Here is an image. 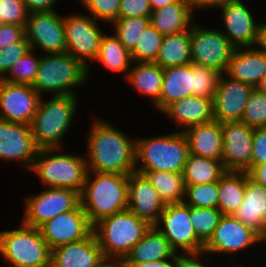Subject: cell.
I'll list each match as a JSON object with an SVG mask.
<instances>
[{
  "label": "cell",
  "instance_id": "f35d334b",
  "mask_svg": "<svg viewBox=\"0 0 266 267\" xmlns=\"http://www.w3.org/2000/svg\"><path fill=\"white\" fill-rule=\"evenodd\" d=\"M40 60L41 55L36 56L34 50L30 49L12 65L1 80L14 84L32 85L37 76Z\"/></svg>",
  "mask_w": 266,
  "mask_h": 267
},
{
  "label": "cell",
  "instance_id": "8d00e7d4",
  "mask_svg": "<svg viewBox=\"0 0 266 267\" xmlns=\"http://www.w3.org/2000/svg\"><path fill=\"white\" fill-rule=\"evenodd\" d=\"M164 35L151 24L141 33L136 46L131 51L133 62L154 63L158 56Z\"/></svg>",
  "mask_w": 266,
  "mask_h": 267
},
{
  "label": "cell",
  "instance_id": "9c48e42d",
  "mask_svg": "<svg viewBox=\"0 0 266 267\" xmlns=\"http://www.w3.org/2000/svg\"><path fill=\"white\" fill-rule=\"evenodd\" d=\"M168 240L177 254L202 255L204 244L197 238L190 220V206L168 204L154 225Z\"/></svg>",
  "mask_w": 266,
  "mask_h": 267
},
{
  "label": "cell",
  "instance_id": "ffe728a7",
  "mask_svg": "<svg viewBox=\"0 0 266 267\" xmlns=\"http://www.w3.org/2000/svg\"><path fill=\"white\" fill-rule=\"evenodd\" d=\"M253 89L254 87L248 83L221 74L213 98L214 120L220 123L240 122Z\"/></svg>",
  "mask_w": 266,
  "mask_h": 267
},
{
  "label": "cell",
  "instance_id": "db71d44e",
  "mask_svg": "<svg viewBox=\"0 0 266 267\" xmlns=\"http://www.w3.org/2000/svg\"><path fill=\"white\" fill-rule=\"evenodd\" d=\"M209 260L210 258L204 257L202 255L199 256H184L182 260L181 267H210L209 265H206L205 260L203 261L202 259ZM200 259V260H199ZM204 263H203V262Z\"/></svg>",
  "mask_w": 266,
  "mask_h": 267
},
{
  "label": "cell",
  "instance_id": "74e56055",
  "mask_svg": "<svg viewBox=\"0 0 266 267\" xmlns=\"http://www.w3.org/2000/svg\"><path fill=\"white\" fill-rule=\"evenodd\" d=\"M222 212L218 208L190 206V220L197 238L205 245L219 224Z\"/></svg>",
  "mask_w": 266,
  "mask_h": 267
},
{
  "label": "cell",
  "instance_id": "4316f807",
  "mask_svg": "<svg viewBox=\"0 0 266 267\" xmlns=\"http://www.w3.org/2000/svg\"><path fill=\"white\" fill-rule=\"evenodd\" d=\"M194 95L193 63L163 68V83L159 98V112L173 102Z\"/></svg>",
  "mask_w": 266,
  "mask_h": 267
},
{
  "label": "cell",
  "instance_id": "d590c367",
  "mask_svg": "<svg viewBox=\"0 0 266 267\" xmlns=\"http://www.w3.org/2000/svg\"><path fill=\"white\" fill-rule=\"evenodd\" d=\"M149 24L150 18L146 17L118 18L111 23L113 34L130 52L134 49L141 33Z\"/></svg>",
  "mask_w": 266,
  "mask_h": 267
},
{
  "label": "cell",
  "instance_id": "7c38bea8",
  "mask_svg": "<svg viewBox=\"0 0 266 267\" xmlns=\"http://www.w3.org/2000/svg\"><path fill=\"white\" fill-rule=\"evenodd\" d=\"M97 22L89 14L83 13L63 17L67 53L80 60L87 68L89 62L97 59L104 34Z\"/></svg>",
  "mask_w": 266,
  "mask_h": 267
},
{
  "label": "cell",
  "instance_id": "484cf974",
  "mask_svg": "<svg viewBox=\"0 0 266 267\" xmlns=\"http://www.w3.org/2000/svg\"><path fill=\"white\" fill-rule=\"evenodd\" d=\"M189 152L199 157L222 160L223 137L221 123L212 120L208 123L197 124L183 131Z\"/></svg>",
  "mask_w": 266,
  "mask_h": 267
},
{
  "label": "cell",
  "instance_id": "1f68e13d",
  "mask_svg": "<svg viewBox=\"0 0 266 267\" xmlns=\"http://www.w3.org/2000/svg\"><path fill=\"white\" fill-rule=\"evenodd\" d=\"M247 172L226 171L218 181V209L233 215L244 200Z\"/></svg>",
  "mask_w": 266,
  "mask_h": 267
},
{
  "label": "cell",
  "instance_id": "4fadbf2b",
  "mask_svg": "<svg viewBox=\"0 0 266 267\" xmlns=\"http://www.w3.org/2000/svg\"><path fill=\"white\" fill-rule=\"evenodd\" d=\"M265 240L253 229L244 225L233 215H223L212 237L204 245L202 256L212 254H238Z\"/></svg>",
  "mask_w": 266,
  "mask_h": 267
},
{
  "label": "cell",
  "instance_id": "c3c4849f",
  "mask_svg": "<svg viewBox=\"0 0 266 267\" xmlns=\"http://www.w3.org/2000/svg\"><path fill=\"white\" fill-rule=\"evenodd\" d=\"M25 35L24 26L4 23L0 27V49L19 41Z\"/></svg>",
  "mask_w": 266,
  "mask_h": 267
},
{
  "label": "cell",
  "instance_id": "ac0fdd59",
  "mask_svg": "<svg viewBox=\"0 0 266 267\" xmlns=\"http://www.w3.org/2000/svg\"><path fill=\"white\" fill-rule=\"evenodd\" d=\"M38 150L30 125L0 120V160L20 162L30 171Z\"/></svg>",
  "mask_w": 266,
  "mask_h": 267
},
{
  "label": "cell",
  "instance_id": "4dcf8cb0",
  "mask_svg": "<svg viewBox=\"0 0 266 267\" xmlns=\"http://www.w3.org/2000/svg\"><path fill=\"white\" fill-rule=\"evenodd\" d=\"M161 68L183 66L191 63L190 29L164 35L156 61Z\"/></svg>",
  "mask_w": 266,
  "mask_h": 267
},
{
  "label": "cell",
  "instance_id": "d4e9b609",
  "mask_svg": "<svg viewBox=\"0 0 266 267\" xmlns=\"http://www.w3.org/2000/svg\"><path fill=\"white\" fill-rule=\"evenodd\" d=\"M224 74L255 88L266 74V56L256 47L235 48Z\"/></svg>",
  "mask_w": 266,
  "mask_h": 267
},
{
  "label": "cell",
  "instance_id": "e575fe53",
  "mask_svg": "<svg viewBox=\"0 0 266 267\" xmlns=\"http://www.w3.org/2000/svg\"><path fill=\"white\" fill-rule=\"evenodd\" d=\"M144 174L159 193L165 205L183 203L185 186L182 173L137 171Z\"/></svg>",
  "mask_w": 266,
  "mask_h": 267
},
{
  "label": "cell",
  "instance_id": "94428289",
  "mask_svg": "<svg viewBox=\"0 0 266 267\" xmlns=\"http://www.w3.org/2000/svg\"><path fill=\"white\" fill-rule=\"evenodd\" d=\"M232 267H243V265L242 264H235L234 266H232Z\"/></svg>",
  "mask_w": 266,
  "mask_h": 267
},
{
  "label": "cell",
  "instance_id": "d6986e66",
  "mask_svg": "<svg viewBox=\"0 0 266 267\" xmlns=\"http://www.w3.org/2000/svg\"><path fill=\"white\" fill-rule=\"evenodd\" d=\"M40 98L31 85L0 79V120L30 125Z\"/></svg>",
  "mask_w": 266,
  "mask_h": 267
},
{
  "label": "cell",
  "instance_id": "60d3db41",
  "mask_svg": "<svg viewBox=\"0 0 266 267\" xmlns=\"http://www.w3.org/2000/svg\"><path fill=\"white\" fill-rule=\"evenodd\" d=\"M222 73L193 63L194 95L213 99Z\"/></svg>",
  "mask_w": 266,
  "mask_h": 267
},
{
  "label": "cell",
  "instance_id": "6125c7cd",
  "mask_svg": "<svg viewBox=\"0 0 266 267\" xmlns=\"http://www.w3.org/2000/svg\"><path fill=\"white\" fill-rule=\"evenodd\" d=\"M4 24V22L0 19V27Z\"/></svg>",
  "mask_w": 266,
  "mask_h": 267
},
{
  "label": "cell",
  "instance_id": "ba28073f",
  "mask_svg": "<svg viewBox=\"0 0 266 267\" xmlns=\"http://www.w3.org/2000/svg\"><path fill=\"white\" fill-rule=\"evenodd\" d=\"M0 255L7 267H49L51 249L38 228L24 225L0 231Z\"/></svg>",
  "mask_w": 266,
  "mask_h": 267
},
{
  "label": "cell",
  "instance_id": "5bb4252c",
  "mask_svg": "<svg viewBox=\"0 0 266 267\" xmlns=\"http://www.w3.org/2000/svg\"><path fill=\"white\" fill-rule=\"evenodd\" d=\"M30 49H41L44 54L66 53L63 16L51 12L29 13L24 27Z\"/></svg>",
  "mask_w": 266,
  "mask_h": 267
},
{
  "label": "cell",
  "instance_id": "44dd1931",
  "mask_svg": "<svg viewBox=\"0 0 266 267\" xmlns=\"http://www.w3.org/2000/svg\"><path fill=\"white\" fill-rule=\"evenodd\" d=\"M165 206L144 174L134 171L128 175V210L154 226Z\"/></svg>",
  "mask_w": 266,
  "mask_h": 267
},
{
  "label": "cell",
  "instance_id": "681fc988",
  "mask_svg": "<svg viewBox=\"0 0 266 267\" xmlns=\"http://www.w3.org/2000/svg\"><path fill=\"white\" fill-rule=\"evenodd\" d=\"M184 255L149 262H123L128 267H181Z\"/></svg>",
  "mask_w": 266,
  "mask_h": 267
},
{
  "label": "cell",
  "instance_id": "f6af8a7d",
  "mask_svg": "<svg viewBox=\"0 0 266 267\" xmlns=\"http://www.w3.org/2000/svg\"><path fill=\"white\" fill-rule=\"evenodd\" d=\"M28 15L24 0H0V19L4 23L25 27Z\"/></svg>",
  "mask_w": 266,
  "mask_h": 267
},
{
  "label": "cell",
  "instance_id": "b9f144b4",
  "mask_svg": "<svg viewBox=\"0 0 266 267\" xmlns=\"http://www.w3.org/2000/svg\"><path fill=\"white\" fill-rule=\"evenodd\" d=\"M242 123L249 127H266V93L254 88L245 106Z\"/></svg>",
  "mask_w": 266,
  "mask_h": 267
},
{
  "label": "cell",
  "instance_id": "8fae6325",
  "mask_svg": "<svg viewBox=\"0 0 266 267\" xmlns=\"http://www.w3.org/2000/svg\"><path fill=\"white\" fill-rule=\"evenodd\" d=\"M24 212L21 222L38 228L46 221L80 204L79 193L71 189L45 188L40 193L24 198Z\"/></svg>",
  "mask_w": 266,
  "mask_h": 267
},
{
  "label": "cell",
  "instance_id": "816d5d0a",
  "mask_svg": "<svg viewBox=\"0 0 266 267\" xmlns=\"http://www.w3.org/2000/svg\"><path fill=\"white\" fill-rule=\"evenodd\" d=\"M247 173L256 183L266 187V164L251 166Z\"/></svg>",
  "mask_w": 266,
  "mask_h": 267
},
{
  "label": "cell",
  "instance_id": "ee69618b",
  "mask_svg": "<svg viewBox=\"0 0 266 267\" xmlns=\"http://www.w3.org/2000/svg\"><path fill=\"white\" fill-rule=\"evenodd\" d=\"M30 50L29 42L25 35L16 42L0 49V79L10 70L13 64Z\"/></svg>",
  "mask_w": 266,
  "mask_h": 267
},
{
  "label": "cell",
  "instance_id": "bcb514c9",
  "mask_svg": "<svg viewBox=\"0 0 266 267\" xmlns=\"http://www.w3.org/2000/svg\"><path fill=\"white\" fill-rule=\"evenodd\" d=\"M151 13L149 0H121L120 2L119 18H150Z\"/></svg>",
  "mask_w": 266,
  "mask_h": 267
},
{
  "label": "cell",
  "instance_id": "7bdbcfd3",
  "mask_svg": "<svg viewBox=\"0 0 266 267\" xmlns=\"http://www.w3.org/2000/svg\"><path fill=\"white\" fill-rule=\"evenodd\" d=\"M96 21L112 23L119 18L121 0H79Z\"/></svg>",
  "mask_w": 266,
  "mask_h": 267
},
{
  "label": "cell",
  "instance_id": "e0dca14e",
  "mask_svg": "<svg viewBox=\"0 0 266 267\" xmlns=\"http://www.w3.org/2000/svg\"><path fill=\"white\" fill-rule=\"evenodd\" d=\"M221 127V162L225 171L247 172L251 167L254 128L242 122H224Z\"/></svg>",
  "mask_w": 266,
  "mask_h": 267
},
{
  "label": "cell",
  "instance_id": "7dc6e473",
  "mask_svg": "<svg viewBox=\"0 0 266 267\" xmlns=\"http://www.w3.org/2000/svg\"><path fill=\"white\" fill-rule=\"evenodd\" d=\"M251 166L266 164V127L253 131Z\"/></svg>",
  "mask_w": 266,
  "mask_h": 267
},
{
  "label": "cell",
  "instance_id": "f907efd6",
  "mask_svg": "<svg viewBox=\"0 0 266 267\" xmlns=\"http://www.w3.org/2000/svg\"><path fill=\"white\" fill-rule=\"evenodd\" d=\"M29 13L51 12L56 7L57 0H24Z\"/></svg>",
  "mask_w": 266,
  "mask_h": 267
},
{
  "label": "cell",
  "instance_id": "277c9868",
  "mask_svg": "<svg viewBox=\"0 0 266 267\" xmlns=\"http://www.w3.org/2000/svg\"><path fill=\"white\" fill-rule=\"evenodd\" d=\"M75 95L40 98L37 111L30 124L35 144L42 148H64L61 140L72 128L79 98Z\"/></svg>",
  "mask_w": 266,
  "mask_h": 267
},
{
  "label": "cell",
  "instance_id": "680465c9",
  "mask_svg": "<svg viewBox=\"0 0 266 267\" xmlns=\"http://www.w3.org/2000/svg\"><path fill=\"white\" fill-rule=\"evenodd\" d=\"M99 267H114V260H106Z\"/></svg>",
  "mask_w": 266,
  "mask_h": 267
},
{
  "label": "cell",
  "instance_id": "30bf717a",
  "mask_svg": "<svg viewBox=\"0 0 266 267\" xmlns=\"http://www.w3.org/2000/svg\"><path fill=\"white\" fill-rule=\"evenodd\" d=\"M198 23L190 28L191 63L225 73L235 47L219 29L204 28Z\"/></svg>",
  "mask_w": 266,
  "mask_h": 267
},
{
  "label": "cell",
  "instance_id": "d6a6232c",
  "mask_svg": "<svg viewBox=\"0 0 266 267\" xmlns=\"http://www.w3.org/2000/svg\"><path fill=\"white\" fill-rule=\"evenodd\" d=\"M95 61L104 65L103 67L111 72L125 73V78L133 63L131 52L120 43L113 33L102 35L99 54Z\"/></svg>",
  "mask_w": 266,
  "mask_h": 267
},
{
  "label": "cell",
  "instance_id": "f5cc1de1",
  "mask_svg": "<svg viewBox=\"0 0 266 267\" xmlns=\"http://www.w3.org/2000/svg\"><path fill=\"white\" fill-rule=\"evenodd\" d=\"M193 10H200V9H217L222 4L227 3L231 0H189Z\"/></svg>",
  "mask_w": 266,
  "mask_h": 267
},
{
  "label": "cell",
  "instance_id": "f546056e",
  "mask_svg": "<svg viewBox=\"0 0 266 267\" xmlns=\"http://www.w3.org/2000/svg\"><path fill=\"white\" fill-rule=\"evenodd\" d=\"M176 255L165 236L155 226H151L122 262L157 261Z\"/></svg>",
  "mask_w": 266,
  "mask_h": 267
},
{
  "label": "cell",
  "instance_id": "6da1fadb",
  "mask_svg": "<svg viewBox=\"0 0 266 267\" xmlns=\"http://www.w3.org/2000/svg\"><path fill=\"white\" fill-rule=\"evenodd\" d=\"M86 137L88 171L129 175L135 171V139L93 116Z\"/></svg>",
  "mask_w": 266,
  "mask_h": 267
},
{
  "label": "cell",
  "instance_id": "cb8c5ba5",
  "mask_svg": "<svg viewBox=\"0 0 266 267\" xmlns=\"http://www.w3.org/2000/svg\"><path fill=\"white\" fill-rule=\"evenodd\" d=\"M162 113L183 132L190 126L214 120L213 99L191 95L173 102Z\"/></svg>",
  "mask_w": 266,
  "mask_h": 267
},
{
  "label": "cell",
  "instance_id": "3957f363",
  "mask_svg": "<svg viewBox=\"0 0 266 267\" xmlns=\"http://www.w3.org/2000/svg\"><path fill=\"white\" fill-rule=\"evenodd\" d=\"M189 154L188 141L181 129L156 137H138L135 138V171L183 173Z\"/></svg>",
  "mask_w": 266,
  "mask_h": 267
},
{
  "label": "cell",
  "instance_id": "5b68a950",
  "mask_svg": "<svg viewBox=\"0 0 266 267\" xmlns=\"http://www.w3.org/2000/svg\"><path fill=\"white\" fill-rule=\"evenodd\" d=\"M64 150L39 149L29 172L38 176L43 188L71 189L80 194L88 173L85 155L64 153Z\"/></svg>",
  "mask_w": 266,
  "mask_h": 267
},
{
  "label": "cell",
  "instance_id": "603a6c76",
  "mask_svg": "<svg viewBox=\"0 0 266 267\" xmlns=\"http://www.w3.org/2000/svg\"><path fill=\"white\" fill-rule=\"evenodd\" d=\"M233 216L256 231L266 241V187L248 176L244 200Z\"/></svg>",
  "mask_w": 266,
  "mask_h": 267
},
{
  "label": "cell",
  "instance_id": "f1b7e54d",
  "mask_svg": "<svg viewBox=\"0 0 266 267\" xmlns=\"http://www.w3.org/2000/svg\"><path fill=\"white\" fill-rule=\"evenodd\" d=\"M125 80L140 95L151 98L154 108L159 111L163 68L156 63L133 62Z\"/></svg>",
  "mask_w": 266,
  "mask_h": 267
},
{
  "label": "cell",
  "instance_id": "9f6ffc18",
  "mask_svg": "<svg viewBox=\"0 0 266 267\" xmlns=\"http://www.w3.org/2000/svg\"><path fill=\"white\" fill-rule=\"evenodd\" d=\"M175 1L176 0H149V4H150L152 11H155V10L161 9V8L167 6L168 4H171Z\"/></svg>",
  "mask_w": 266,
  "mask_h": 267
},
{
  "label": "cell",
  "instance_id": "6f0895ef",
  "mask_svg": "<svg viewBox=\"0 0 266 267\" xmlns=\"http://www.w3.org/2000/svg\"><path fill=\"white\" fill-rule=\"evenodd\" d=\"M255 88L262 93H266V74Z\"/></svg>",
  "mask_w": 266,
  "mask_h": 267
},
{
  "label": "cell",
  "instance_id": "91938a15",
  "mask_svg": "<svg viewBox=\"0 0 266 267\" xmlns=\"http://www.w3.org/2000/svg\"><path fill=\"white\" fill-rule=\"evenodd\" d=\"M114 267H128L123 262L114 260Z\"/></svg>",
  "mask_w": 266,
  "mask_h": 267
},
{
  "label": "cell",
  "instance_id": "11a10c76",
  "mask_svg": "<svg viewBox=\"0 0 266 267\" xmlns=\"http://www.w3.org/2000/svg\"><path fill=\"white\" fill-rule=\"evenodd\" d=\"M257 49H259L266 56V23L262 22L259 30Z\"/></svg>",
  "mask_w": 266,
  "mask_h": 267
},
{
  "label": "cell",
  "instance_id": "836d02e7",
  "mask_svg": "<svg viewBox=\"0 0 266 267\" xmlns=\"http://www.w3.org/2000/svg\"><path fill=\"white\" fill-rule=\"evenodd\" d=\"M225 172L220 160L189 154L182 173L184 186L219 181Z\"/></svg>",
  "mask_w": 266,
  "mask_h": 267
},
{
  "label": "cell",
  "instance_id": "7a4b0ae2",
  "mask_svg": "<svg viewBox=\"0 0 266 267\" xmlns=\"http://www.w3.org/2000/svg\"><path fill=\"white\" fill-rule=\"evenodd\" d=\"M80 205L89 223L128 208V175L88 171L79 194Z\"/></svg>",
  "mask_w": 266,
  "mask_h": 267
},
{
  "label": "cell",
  "instance_id": "2e32d148",
  "mask_svg": "<svg viewBox=\"0 0 266 267\" xmlns=\"http://www.w3.org/2000/svg\"><path fill=\"white\" fill-rule=\"evenodd\" d=\"M52 250L86 238L93 230L87 215L79 204L74 210L56 215L38 227Z\"/></svg>",
  "mask_w": 266,
  "mask_h": 267
},
{
  "label": "cell",
  "instance_id": "7402d4cb",
  "mask_svg": "<svg viewBox=\"0 0 266 267\" xmlns=\"http://www.w3.org/2000/svg\"><path fill=\"white\" fill-rule=\"evenodd\" d=\"M106 261L94 232L86 238L51 250V267H99Z\"/></svg>",
  "mask_w": 266,
  "mask_h": 267
},
{
  "label": "cell",
  "instance_id": "9a60e30c",
  "mask_svg": "<svg viewBox=\"0 0 266 267\" xmlns=\"http://www.w3.org/2000/svg\"><path fill=\"white\" fill-rule=\"evenodd\" d=\"M220 9L224 29L221 31L235 48L256 47L262 22H257L243 0H231Z\"/></svg>",
  "mask_w": 266,
  "mask_h": 267
},
{
  "label": "cell",
  "instance_id": "8992f818",
  "mask_svg": "<svg viewBox=\"0 0 266 267\" xmlns=\"http://www.w3.org/2000/svg\"><path fill=\"white\" fill-rule=\"evenodd\" d=\"M89 72L90 68L67 52L42 54L31 86L41 97L46 92L52 96H78L74 89L89 80Z\"/></svg>",
  "mask_w": 266,
  "mask_h": 267
},
{
  "label": "cell",
  "instance_id": "ab89813d",
  "mask_svg": "<svg viewBox=\"0 0 266 267\" xmlns=\"http://www.w3.org/2000/svg\"><path fill=\"white\" fill-rule=\"evenodd\" d=\"M218 193V181L187 185L185 186L183 203L198 208H218Z\"/></svg>",
  "mask_w": 266,
  "mask_h": 267
},
{
  "label": "cell",
  "instance_id": "52a82bcc",
  "mask_svg": "<svg viewBox=\"0 0 266 267\" xmlns=\"http://www.w3.org/2000/svg\"><path fill=\"white\" fill-rule=\"evenodd\" d=\"M151 227L126 209L99 220L93 232L106 260L123 261Z\"/></svg>",
  "mask_w": 266,
  "mask_h": 267
},
{
  "label": "cell",
  "instance_id": "83f0119b",
  "mask_svg": "<svg viewBox=\"0 0 266 267\" xmlns=\"http://www.w3.org/2000/svg\"><path fill=\"white\" fill-rule=\"evenodd\" d=\"M194 10L189 0H176L152 11L150 24L162 35L189 30L194 21Z\"/></svg>",
  "mask_w": 266,
  "mask_h": 267
}]
</instances>
